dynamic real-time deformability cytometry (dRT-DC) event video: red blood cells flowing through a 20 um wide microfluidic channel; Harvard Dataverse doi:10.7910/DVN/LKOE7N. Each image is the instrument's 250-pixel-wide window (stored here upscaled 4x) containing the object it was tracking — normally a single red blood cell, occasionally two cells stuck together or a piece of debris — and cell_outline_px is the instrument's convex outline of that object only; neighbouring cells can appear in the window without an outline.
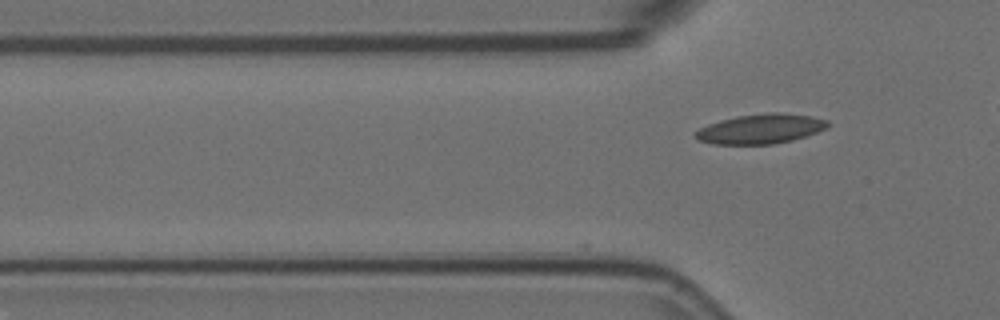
{"species": "Egyptian fruit bat (a non-hibernating species)", "species_latin": "Rousettus aegyptiacus", "temperature_condition": "room temperature", "stored_images_in_passage": 10, "camera_frame_rate_fps": 3000, "um_per_image_px": 0.085, "animal": {"sex": "female"}, "frame": {"image": 1, "passage_image": 10, "time_ms": 3.0, "image_size_px": [1000, 320], "cell_outline_px": [[828, 124], [824, 128], [816, 132], [792, 140], [772, 144], [712, 144], [696, 140], [692, 136], [700, 128], [708, 124], [720, 120], [740, 116], [768, 112], [780, 112], [812, 116], [828, 120]], "centroid_in_image_um": [64.6, 10.95], "position_along_channel_um": 61.2, "area_um2": 22.77}}